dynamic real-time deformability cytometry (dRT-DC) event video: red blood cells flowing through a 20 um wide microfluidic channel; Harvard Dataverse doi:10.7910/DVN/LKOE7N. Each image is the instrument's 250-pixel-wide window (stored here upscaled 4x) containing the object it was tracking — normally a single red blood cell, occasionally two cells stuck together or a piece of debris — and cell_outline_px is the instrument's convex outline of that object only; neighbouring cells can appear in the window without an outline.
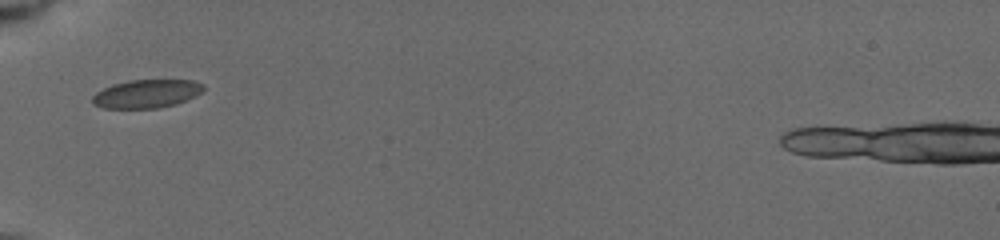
{"species": "common noctule bat (a hibernating species)", "species_latin": "Nyctalus noctula", "temperature_condition": "cold", "stored_images_in_passage": 34, "camera_frame_rate_fps": 3000, "um_per_image_px": 0.085, "animal": {"sex": "female", "body_mass_g": 19.5, "forearm_length_mm": 54.1}, "frame": {"image": 1, "passage_image": 1, "time_ms": 0.0, "image_size_px": [1000, 240], "cell_outline_px": [[204, 88], [196, 96], [176, 104], [156, 108], [104, 108], [92, 104], [92, 96], [96, 92], [112, 84], [128, 80], [192, 80], [204, 84]], "centroid_in_image_um": [12.44, 7.96], "position_along_channel_um": 72.6, "area_um2": 18.38}}
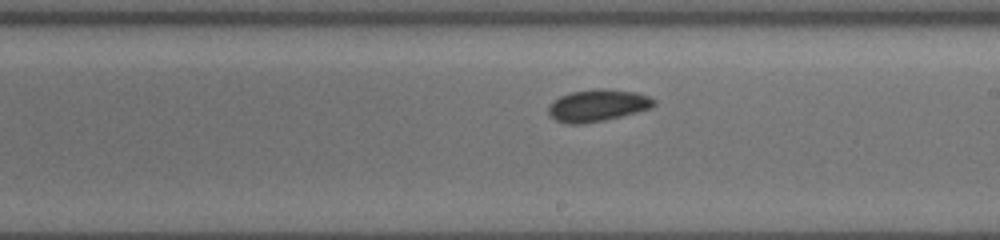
{"frame": {"image": 2, "passage_image": 19, "time_ms": 4.333, "image_size_px": [1000, 240], "cell_outline_px": [[656, 104], [652, 108], [604, 120], [576, 124], [568, 124], [556, 120], [548, 112], [548, 104], [552, 100], [560, 96], [572, 92], [592, 88], [604, 88], [636, 92], [648, 96], [656, 100]], "centroid_in_image_um": [50.79, 8.94], "position_along_channel_um": 238.2, "area_um2": 19.71}}
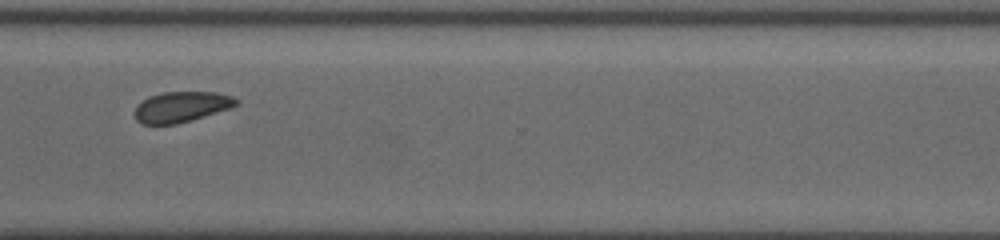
{"frame": {"image": 3, "passage_image": 33, "time_ms": 7.333, "image_size_px": [1000, 240], "cell_outline_px": [[240, 104], [232, 108], [176, 124], [140, 124], [136, 120], [136, 108], [148, 96], [160, 92], [216, 92], [232, 96], [240, 100]], "centroid_in_image_um": [15.47, 9.07], "position_along_channel_um": 355.1, "area_um2": 18.09}}